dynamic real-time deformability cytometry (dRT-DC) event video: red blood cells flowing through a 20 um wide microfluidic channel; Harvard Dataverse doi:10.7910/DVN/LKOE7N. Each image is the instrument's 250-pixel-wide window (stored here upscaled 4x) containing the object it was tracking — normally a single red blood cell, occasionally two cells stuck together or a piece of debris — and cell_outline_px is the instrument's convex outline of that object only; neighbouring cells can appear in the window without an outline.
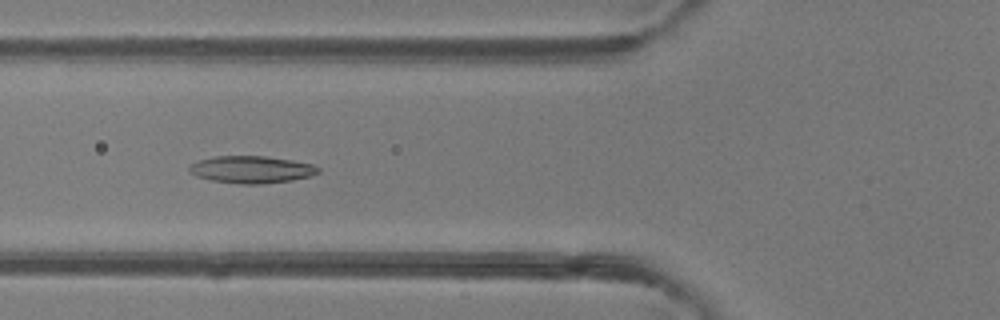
{"species": "common noctule bat (a hibernating species)", "species_latin": "Nyctalus noctula", "temperature_condition": "room temperature", "stored_images_in_passage": 6, "camera_frame_rate_fps": 3000, "um_per_image_px": 0.085, "animal": {"sex": "female"}, "frame": {"image": 1, "passage_image": 4, "time_ms": 3.333, "image_size_px": [1000, 320], "cell_outline_px": [[320, 172], [308, 176], [292, 180], [264, 184], [240, 184], [212, 180], [196, 176], [188, 172], [188, 168], [192, 164], [200, 160], [216, 156], [264, 156], [292, 160], [312, 164], [320, 168]], "centroid_in_image_um": [21.37, 14.41], "position_along_channel_um": 104.4, "area_um2": 20.35}}
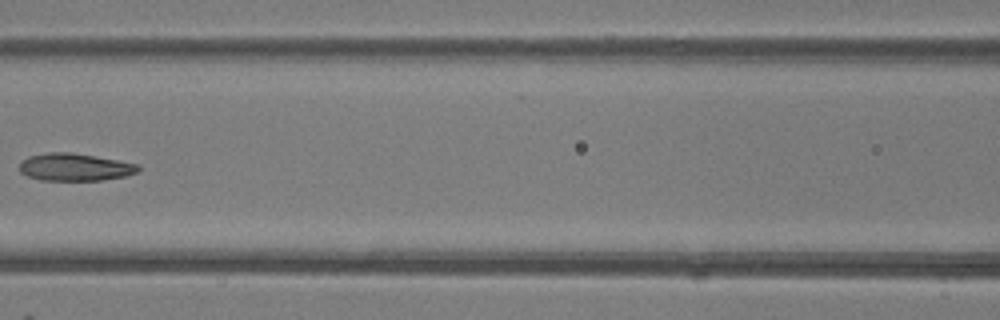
{"frame": {"image": 2, "passage_image": 5, "time_ms": 4.667, "image_size_px": [1000, 320], "cell_outline_px": [[140, 168], [136, 172], [124, 176], [100, 180], [40, 180], [28, 176], [20, 172], [20, 160], [28, 156], [48, 152], [72, 152], [116, 160], [136, 164]], "centroid_in_image_um": [6.29, 14.2], "position_along_channel_um": 160.3, "area_um2": 18.84}}
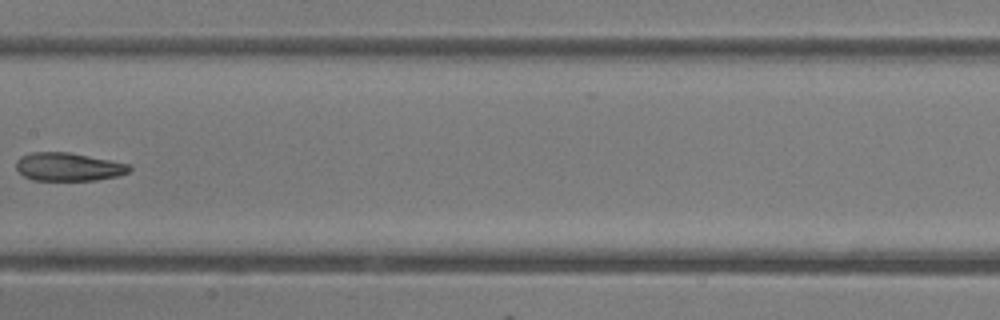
{"frame": {"image": 3, "passage_image": 6, "time_ms": 5.667, "image_size_px": [1000, 320], "cell_outline_px": [[132, 168], [128, 172], [120, 176], [96, 180], [32, 180], [24, 176], [16, 168], [16, 160], [20, 156], [32, 152], [68, 152], [132, 164]], "centroid_in_image_um": [5.84, 14.18], "position_along_channel_um": 201.6, "area_um2": 18.79}}